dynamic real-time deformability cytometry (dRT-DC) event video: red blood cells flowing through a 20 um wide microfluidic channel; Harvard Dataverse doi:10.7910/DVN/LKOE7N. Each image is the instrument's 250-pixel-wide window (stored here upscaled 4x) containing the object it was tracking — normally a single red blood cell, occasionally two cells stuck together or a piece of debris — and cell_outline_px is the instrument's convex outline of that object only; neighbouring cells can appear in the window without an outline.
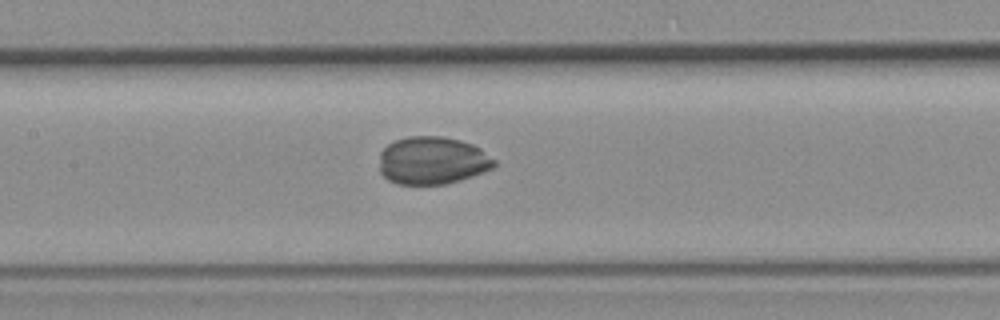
{"species": "common noctule bat (a hibernating species)", "species_latin": "Nyctalus noctula", "temperature_condition": "room temperature", "stored_images_in_passage": 53, "camera_frame_rate_fps": 3000, "um_per_image_px": 0.085, "animal": {"sex": "female", "body_mass_g": 19.3, "forearm_length_mm": 54.1}, "frame": {"image": 1, "passage_image": 24, "time_ms": 7.667, "image_size_px": [1000, 320], "cell_outline_px": [[496, 164], [492, 168], [484, 172], [448, 184], [396, 184], [388, 180], [380, 172], [380, 152], [388, 144], [396, 140], [408, 136], [440, 136], [460, 140], [472, 144], [480, 148], [496, 160]], "centroid_in_image_um": [36.76, 13.65], "position_along_channel_um": 170.6, "area_um2": 32.08}}
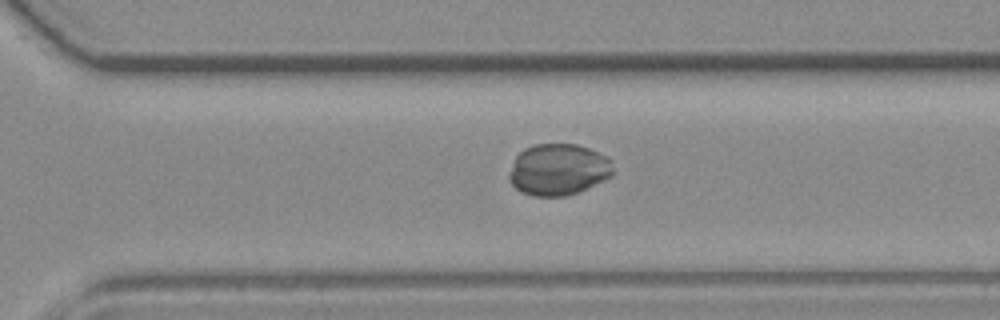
{"frame": {"image": 2, "passage_image": 36, "time_ms": 11.667, "image_size_px": [1000, 320], "cell_outline_px": [[616, 172], [612, 176], [580, 192], [568, 196], [532, 196], [520, 192], [508, 180], [508, 172], [516, 156], [524, 148], [532, 144], [576, 144], [588, 148], [608, 156], [612, 160]], "centroid_in_image_um": [47.48, 14.42], "position_along_channel_um": 323.1, "area_um2": 31.85}}
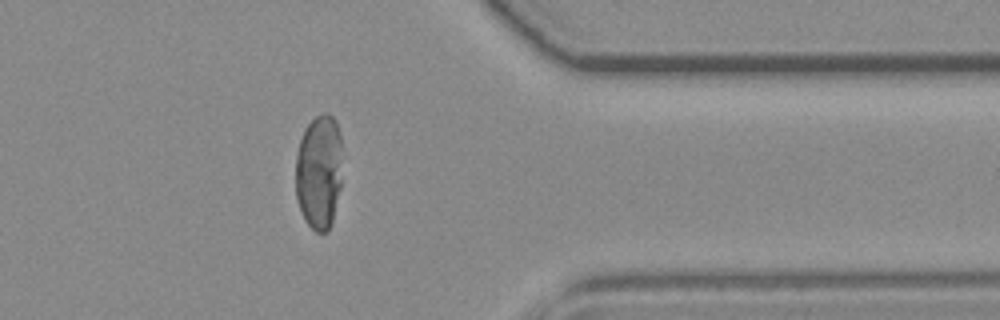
{"frame": {"image": 3, "passage_image": 42, "time_ms": 13.667, "image_size_px": [1000, 320], "cell_outline_px": [[340, 188], [332, 224], [328, 232], [316, 232], [304, 220], [300, 212], [296, 196], [296, 156], [300, 140], [304, 128], [316, 116], [324, 112], [328, 112], [336, 120], [340, 132]], "centroid_in_image_um": [27.1, 14.62], "position_along_channel_um": 384.3, "area_um2": 31.44}}